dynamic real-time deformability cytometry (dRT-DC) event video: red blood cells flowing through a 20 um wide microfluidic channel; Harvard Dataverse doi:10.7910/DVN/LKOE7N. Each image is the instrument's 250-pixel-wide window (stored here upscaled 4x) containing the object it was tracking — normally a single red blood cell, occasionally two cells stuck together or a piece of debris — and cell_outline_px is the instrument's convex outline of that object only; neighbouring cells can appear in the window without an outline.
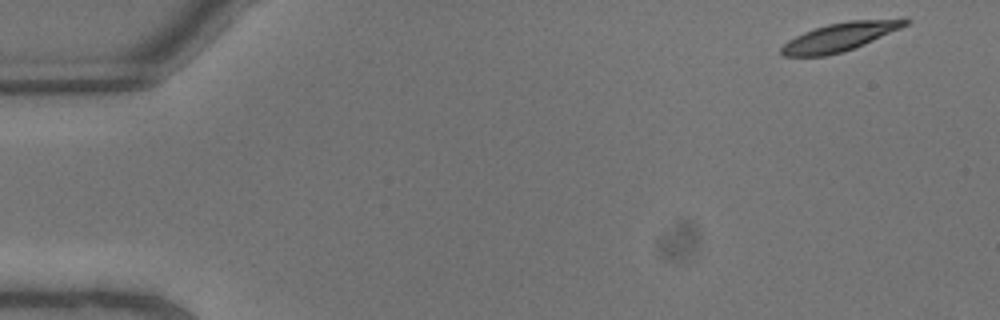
{"species": "common noctule bat (a hibernating species)", "species_latin": "Nyctalus noctula", "temperature_condition": "warm", "stored_images_in_passage": 9, "camera_frame_rate_fps": 3000, "um_per_image_px": 0.085, "animal": {"sex": "male", "body_mass_g": 13.3}, "frame": {"image": 1, "passage_image": 1, "time_ms": 0.0, "image_size_px": [1000, 320], "cell_outline_px": [[912, 20], [908, 24], [900, 28], [864, 44], [844, 52], [828, 56], [784, 56], [780, 52], [780, 48], [788, 40], [804, 32], [828, 24], [848, 20], [904, 16]], "centroid_in_image_um": [71.49, 3.09], "position_along_channel_um": 13.5, "area_um2": 20.98}}
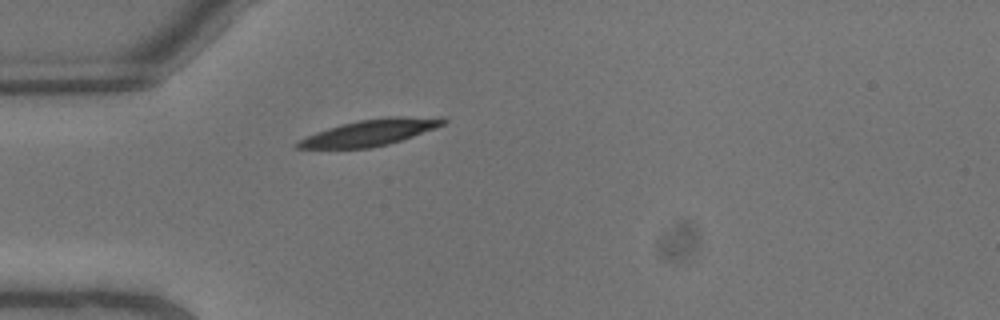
{"frame": {"image": 2, "passage_image": 6, "time_ms": 1.667, "image_size_px": [1000, 320], "cell_outline_px": [[448, 120], [444, 124], [436, 128], [388, 144], [368, 148], [296, 148], [292, 144], [316, 132], [328, 128], [360, 120], [388, 116], [444, 116]], "centroid_in_image_um": [31.53, 11.24], "position_along_channel_um": 53.5, "area_um2": 22.2}}
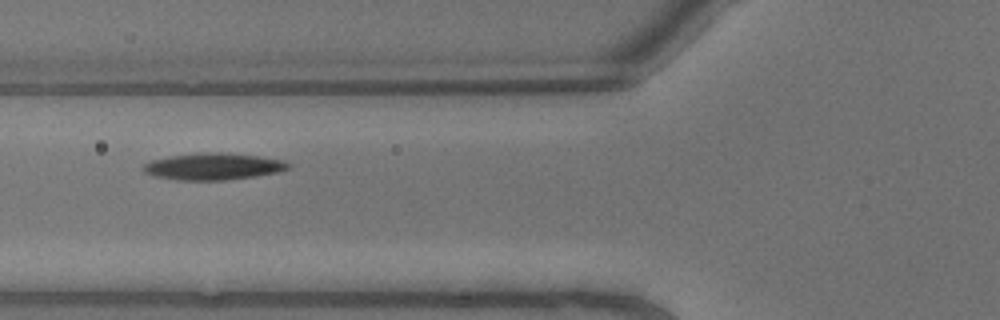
{"frame": {"image": 3, "passage_image": 8, "time_ms": 2.333, "image_size_px": [1000, 320], "cell_outline_px": [[292, 168], [280, 172], [256, 176], [224, 180], [180, 180], [152, 176], [144, 172], [140, 168], [144, 164], [152, 160], [168, 156], [196, 152], [220, 152], [260, 156], [284, 160], [292, 164]], "centroid_in_image_um": [18.15, 14.14], "position_along_channel_um": 107.7, "area_um2": 23.06}}